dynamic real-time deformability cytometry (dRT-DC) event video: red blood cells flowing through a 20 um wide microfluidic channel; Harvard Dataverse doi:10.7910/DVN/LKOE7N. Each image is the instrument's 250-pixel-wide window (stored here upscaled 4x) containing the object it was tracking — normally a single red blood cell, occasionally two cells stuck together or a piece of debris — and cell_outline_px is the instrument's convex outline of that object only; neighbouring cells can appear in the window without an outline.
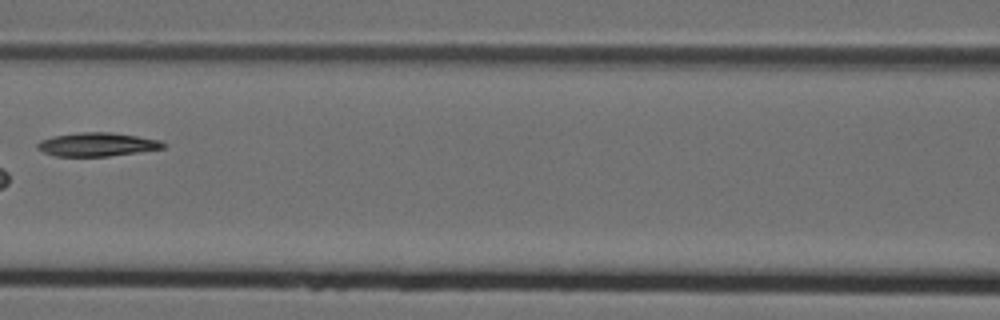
{"species": "Egyptian fruit bat (a non-hibernating species)", "species_latin": "Rousettus aegyptiacus", "temperature_condition": "cold", "stored_images_in_passage": 8, "camera_frame_rate_fps": 3000, "um_per_image_px": 0.085, "animal": {"sex": "female"}, "frame": {"image": 1, "passage_image": 7, "time_ms": 2.0, "image_size_px": [1000, 320], "cell_outline_px": [[168, 144], [164, 148], [108, 156], [56, 156], [44, 152], [36, 148], [36, 144], [40, 140], [52, 136], [80, 132], [112, 132], [160, 140]], "centroid_in_image_um": [8.24, 12.27], "position_along_channel_um": 158.4, "area_um2": 17.28}}
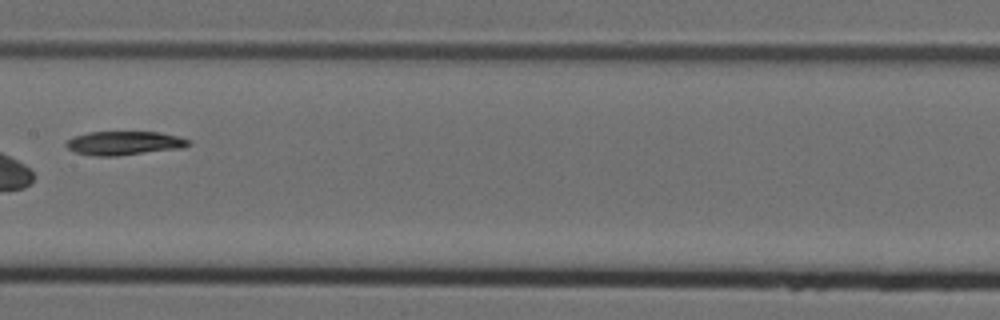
{"frame": {"image": 2, "passage_image": 8, "time_ms": 2.333, "image_size_px": [1000, 320], "cell_outline_px": [[192, 144], [184, 148], [116, 156], [96, 156], [76, 152], [68, 148], [64, 144], [72, 136], [88, 132], [156, 132], [176, 136], [188, 140]], "centroid_in_image_um": [10.54, 12.17], "position_along_channel_um": 196.9, "area_um2": 16.94}}